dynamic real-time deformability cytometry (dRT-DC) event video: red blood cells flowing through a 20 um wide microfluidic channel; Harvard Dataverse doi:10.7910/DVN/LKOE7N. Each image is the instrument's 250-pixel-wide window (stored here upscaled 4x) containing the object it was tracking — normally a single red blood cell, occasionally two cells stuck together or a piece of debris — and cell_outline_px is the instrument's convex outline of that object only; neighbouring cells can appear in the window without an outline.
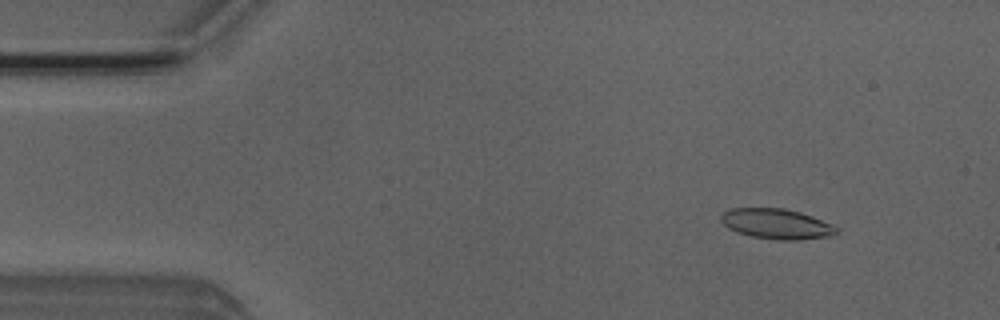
{"species": "Egyptian fruit bat (a non-hibernating species)", "species_latin": "Rousettus aegyptiacus", "temperature_condition": "room temperature", "stored_images_in_passage": 4, "camera_frame_rate_fps": 3000, "um_per_image_px": 0.085, "animal": {"sex": "male"}, "frame": {"image": 1, "passage_image": 2, "time_ms": 1.0, "image_size_px": [1000, 320], "cell_outline_px": [[840, 232], [832, 236], [800, 240], [776, 240], [752, 236], [736, 232], [728, 228], [720, 220], [720, 216], [724, 212], [732, 208], [784, 208], [800, 212], [812, 216], [832, 224], [840, 228]], "centroid_in_image_um": [66.05, 19.04], "position_along_channel_um": 18.9, "area_um2": 20.58}}